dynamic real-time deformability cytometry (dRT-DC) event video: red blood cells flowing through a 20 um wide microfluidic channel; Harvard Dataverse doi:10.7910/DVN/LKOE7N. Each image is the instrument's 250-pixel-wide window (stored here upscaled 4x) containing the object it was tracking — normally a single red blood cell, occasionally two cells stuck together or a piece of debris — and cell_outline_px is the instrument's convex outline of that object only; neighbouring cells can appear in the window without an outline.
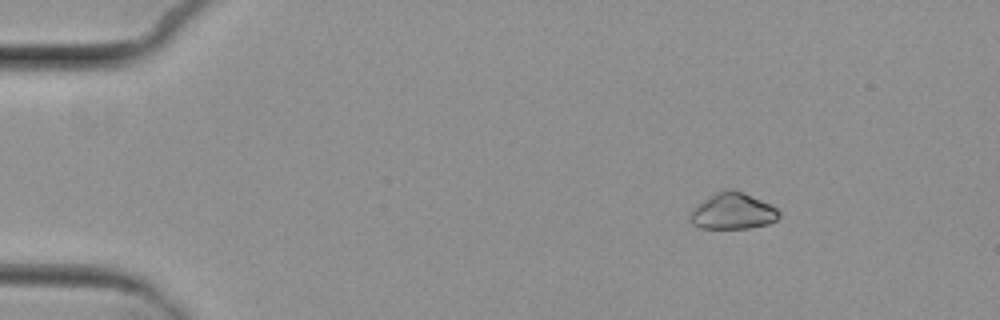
{"species": "common noctule bat (a hibernating species)", "species_latin": "Nyctalus noctula", "temperature_condition": "cold", "stored_images_in_passage": 6, "camera_frame_rate_fps": 3000, "um_per_image_px": 0.085, "animal": {"sex": "female", "body_mass_g": 29.2, "forearm_length_mm": 56.3}, "frame": {"image": 1, "passage_image": 3, "time_ms": 2.0, "image_size_px": [1000, 320], "cell_outline_px": [[780, 216], [776, 220], [768, 224], [748, 228], [700, 228], [692, 224], [688, 220], [688, 216], [692, 208], [696, 204], [716, 192], [732, 188], [744, 192], [776, 208], [780, 212]], "centroid_in_image_um": [62.23, 17.95], "position_along_channel_um": 22.8, "area_um2": 18.9}}
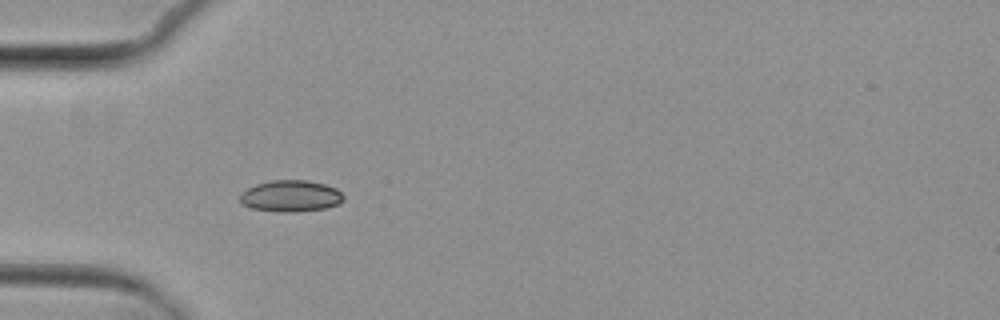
{"frame": {"image": 2, "passage_image": 5, "time_ms": 5.333, "image_size_px": [1000, 320], "cell_outline_px": [[344, 200], [340, 204], [324, 208], [296, 212], [276, 212], [252, 208], [240, 204], [240, 196], [248, 188], [256, 184], [272, 180], [304, 180], [324, 184], [336, 188], [344, 196]], "centroid_in_image_um": [24.72, 16.67], "position_along_channel_um": 60.3, "area_um2": 19.02}}
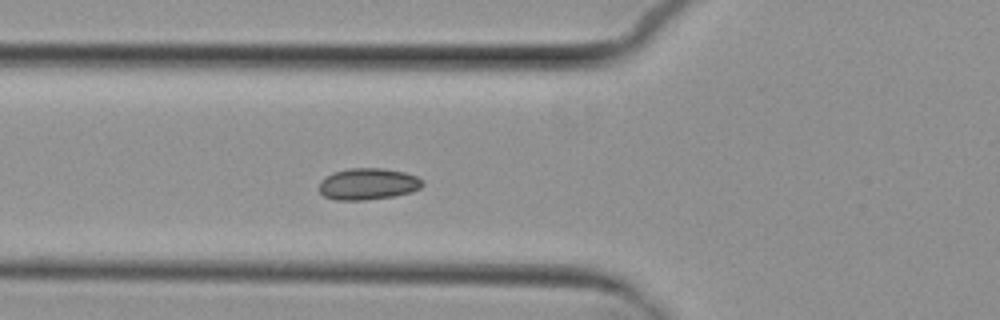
{"frame": {"image": 3, "passage_image": 6, "time_ms": 6.333, "image_size_px": [1000, 320], "cell_outline_px": [[424, 184], [420, 188], [412, 192], [392, 196], [364, 200], [336, 200], [324, 196], [320, 192], [320, 180], [332, 172], [348, 168], [384, 168], [404, 172], [416, 176], [424, 180]], "centroid_in_image_um": [31.28, 15.63], "position_along_channel_um": 94.5, "area_um2": 19.13}}